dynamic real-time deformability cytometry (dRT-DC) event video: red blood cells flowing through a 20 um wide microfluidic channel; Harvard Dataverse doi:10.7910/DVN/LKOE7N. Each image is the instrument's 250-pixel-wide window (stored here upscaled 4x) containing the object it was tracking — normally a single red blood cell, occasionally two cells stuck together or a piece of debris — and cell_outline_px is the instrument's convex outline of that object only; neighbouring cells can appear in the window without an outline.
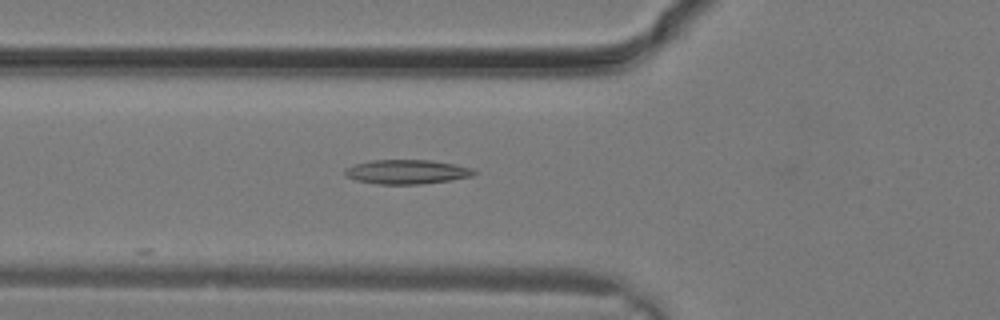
{"species": "common noctule bat (a hibernating species)", "species_latin": "Nyctalus noctula", "temperature_condition": "warm", "stored_images_in_passage": 4, "camera_frame_rate_fps": 3000, "um_per_image_px": 0.085, "animal": {"sex": "male", "body_mass_g": 19.2, "forearm_length_mm": 51.8}, "frame": {"image": 1, "passage_image": 2, "time_ms": 0.333, "image_size_px": [1000, 320], "cell_outline_px": [[476, 172], [472, 176], [448, 180], [420, 184], [376, 184], [356, 180], [348, 176], [344, 172], [344, 168], [356, 164], [372, 160], [432, 160], [472, 168]], "centroid_in_image_um": [34.55, 14.6], "position_along_channel_um": 91.2, "area_um2": 18.03}}
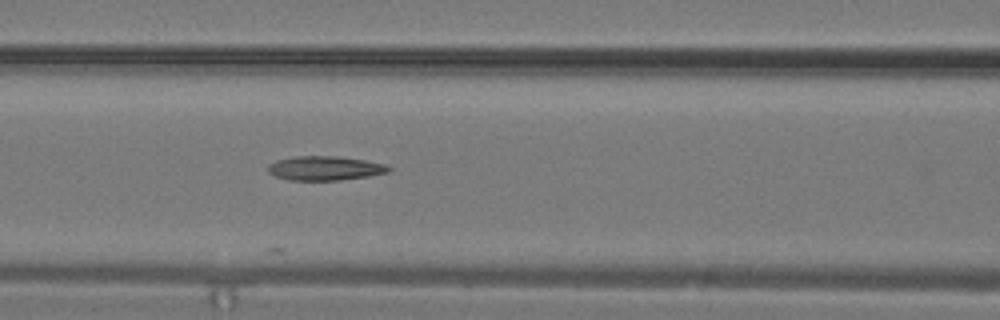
{"frame": {"image": 2, "passage_image": 4, "time_ms": 1.0, "image_size_px": [1000, 320], "cell_outline_px": [[392, 168], [388, 172], [368, 176], [340, 180], [288, 180], [276, 176], [268, 172], [268, 164], [276, 160], [292, 156], [336, 156], [364, 160], [384, 164]], "centroid_in_image_um": [27.58, 14.29], "position_along_channel_um": 139.0, "area_um2": 16.99}}